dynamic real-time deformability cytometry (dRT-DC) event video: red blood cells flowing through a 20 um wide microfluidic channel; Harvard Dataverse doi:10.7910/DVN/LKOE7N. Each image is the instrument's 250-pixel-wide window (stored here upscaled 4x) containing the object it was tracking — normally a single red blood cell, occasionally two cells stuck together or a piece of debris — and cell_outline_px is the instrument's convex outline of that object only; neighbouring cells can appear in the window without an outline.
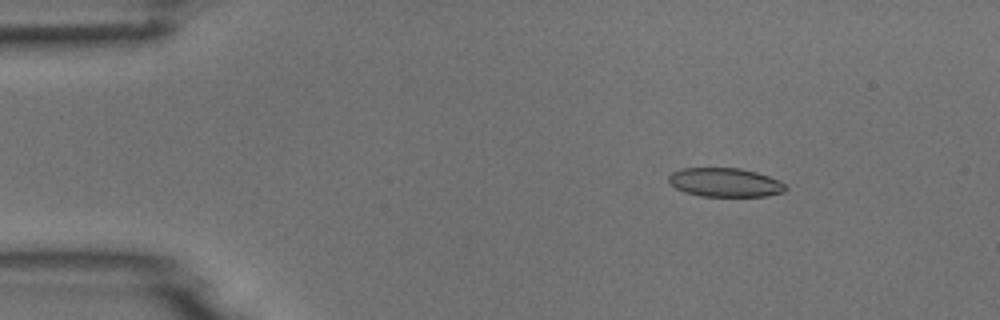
{"species": "common noctule bat (a hibernating species)", "species_latin": "Nyctalus noctula", "temperature_condition": "room temperature", "stored_images_in_passage": 5, "camera_frame_rate_fps": 3000, "um_per_image_px": 0.085, "animal": {"sex": "male", "body_mass_g": 18.8}, "frame": {"image": 1, "passage_image": 3, "time_ms": 2.0, "image_size_px": [1000, 320], "cell_outline_px": [[788, 188], [784, 192], [768, 196], [700, 196], [684, 192], [676, 188], [668, 180], [668, 176], [672, 172], [680, 168], [740, 168], [756, 172], [780, 180]], "centroid_in_image_um": [61.64, 15.51], "position_along_channel_um": 23.4, "area_um2": 19.77}}